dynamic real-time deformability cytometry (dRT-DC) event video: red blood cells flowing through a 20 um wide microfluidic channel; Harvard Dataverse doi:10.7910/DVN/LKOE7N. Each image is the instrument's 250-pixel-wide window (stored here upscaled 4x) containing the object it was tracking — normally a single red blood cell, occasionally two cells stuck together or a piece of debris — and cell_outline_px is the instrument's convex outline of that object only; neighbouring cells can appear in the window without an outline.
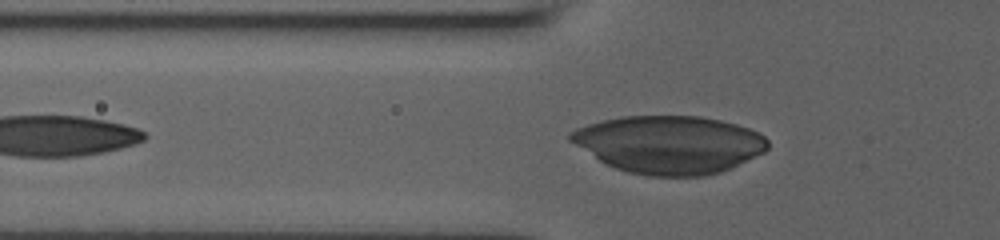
{"species": "human", "species_latin": "Homo sapiens", "temperature_condition": "room temperature", "stored_images_in_passage": 33, "camera_frame_rate_fps": 3000, "um_per_image_px": 0.085, "donor": {"sex": "male"}, "frame": {"image": 1, "passage_image": 5, "time_ms": 1.333, "image_size_px": [1000, 240], "cell_outline_px": [[768, 148], [764, 152], [720, 172], [704, 176], [648, 176], [628, 172], [616, 168], [600, 160], [568, 140], [568, 132], [576, 128], [588, 124], [620, 116], [700, 116], [720, 120], [736, 124], [748, 128], [764, 136], [768, 140]], "centroid_in_image_um": [56.87, 12.28], "position_along_channel_um": 68.9, "area_um2": 66.12}}
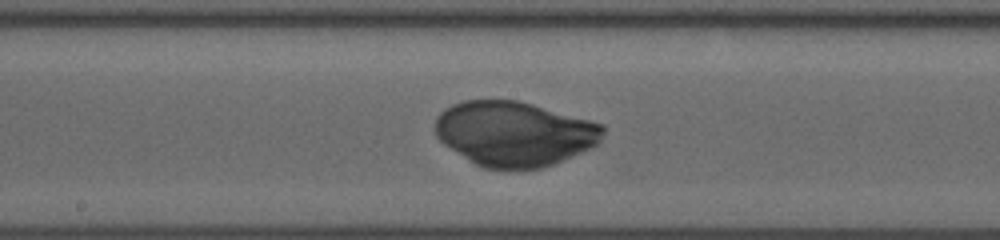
{"frame": {"image": 2, "passage_image": 15, "time_ms": 4.667, "image_size_px": [1000, 240], "cell_outline_px": [[604, 132], [600, 140], [592, 148], [552, 164], [540, 168], [484, 168], [476, 164], [444, 144], [436, 136], [436, 116], [444, 108], [452, 104], [464, 100], [516, 100], [532, 104], [604, 124]], "centroid_in_image_um": [43.71, 11.34], "position_along_channel_um": 204.5, "area_um2": 62.89}}
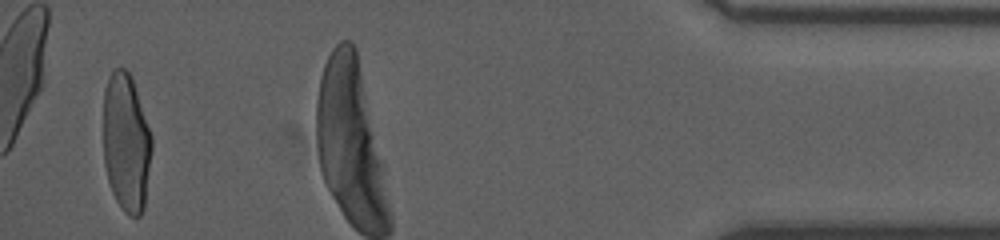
{"frame": {"image": 3, "passage_image": 32, "time_ms": 10.333, "image_size_px": [1000, 240], "cell_outline_px": [[152, 148], [144, 208], [140, 216], [128, 216], [124, 212], [116, 200], [112, 192], [108, 180], [104, 164], [104, 88], [108, 76], [112, 68], [124, 68], [132, 76], [152, 136]], "centroid_in_image_um": [10.73, 12.1], "position_along_channel_um": 424.5, "area_um2": 39.42}}